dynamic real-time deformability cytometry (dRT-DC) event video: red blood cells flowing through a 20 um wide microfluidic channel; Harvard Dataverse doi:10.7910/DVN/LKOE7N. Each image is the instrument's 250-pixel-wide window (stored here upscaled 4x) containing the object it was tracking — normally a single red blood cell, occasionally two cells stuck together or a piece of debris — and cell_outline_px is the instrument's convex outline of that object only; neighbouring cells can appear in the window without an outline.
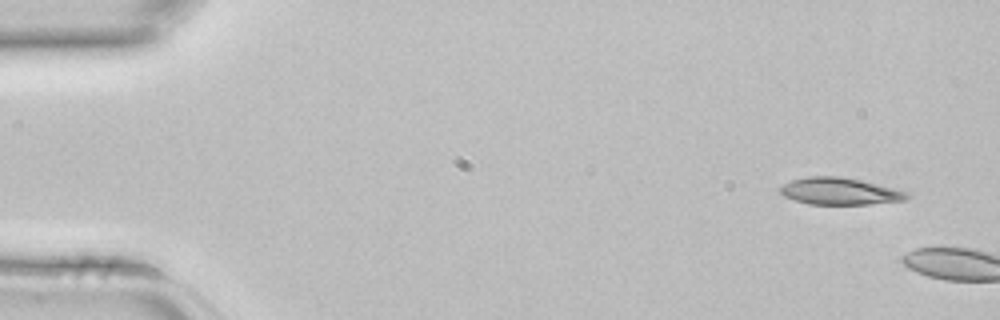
{"species": "common noctule bat (a hibernating species)", "species_latin": "Nyctalus noctula", "temperature_condition": "room temperature", "stored_images_in_passage": 2, "segment_of_instrument_passage": [2, 2], "camera_frame_rate_fps": 3000, "um_per_image_px": 0.085, "animal": {"sex": "female", "body_mass_g": 22.7, "forearm_length_mm": 54.2}, "frame": {"image": 1, "passage_image": 2, "time_ms": 0.333, "image_size_px": [1000, 320], "cell_outline_px": [[912, 196], [908, 200], [868, 204], [808, 204], [784, 196], [780, 192], [780, 188], [784, 184], [792, 180], [808, 176], [840, 176], [860, 180], [908, 192]], "centroid_in_image_um": [71.41, 16.26], "position_along_channel_um": 13.6, "area_um2": 19.83}}